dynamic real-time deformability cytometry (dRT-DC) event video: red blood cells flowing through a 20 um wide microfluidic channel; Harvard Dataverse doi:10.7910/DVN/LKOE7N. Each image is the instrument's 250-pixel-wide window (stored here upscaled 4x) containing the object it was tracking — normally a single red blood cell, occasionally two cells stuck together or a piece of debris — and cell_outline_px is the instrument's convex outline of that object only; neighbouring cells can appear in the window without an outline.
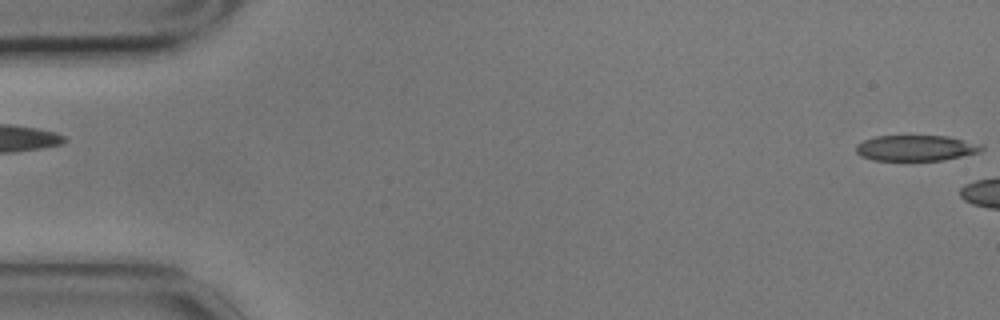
{"species": "common noctule bat (a hibernating species)", "species_latin": "Nyctalus noctula", "temperature_condition": "cold", "stored_images_in_passage": 6, "camera_frame_rate_fps": 3000, "um_per_image_px": 0.085, "animal": {"sex": "male", "body_mass_g": 17.9}, "frame": {"image": 1, "passage_image": 1, "time_ms": 0.0, "image_size_px": [1000, 320], "cell_outline_px": [[984, 148], [980, 152], [944, 160], [872, 160], [860, 156], [856, 152], [856, 144], [864, 140], [876, 136], [948, 136], [984, 144]], "centroid_in_image_um": [77.88, 12.58], "position_along_channel_um": 7.1, "area_um2": 18.96}}